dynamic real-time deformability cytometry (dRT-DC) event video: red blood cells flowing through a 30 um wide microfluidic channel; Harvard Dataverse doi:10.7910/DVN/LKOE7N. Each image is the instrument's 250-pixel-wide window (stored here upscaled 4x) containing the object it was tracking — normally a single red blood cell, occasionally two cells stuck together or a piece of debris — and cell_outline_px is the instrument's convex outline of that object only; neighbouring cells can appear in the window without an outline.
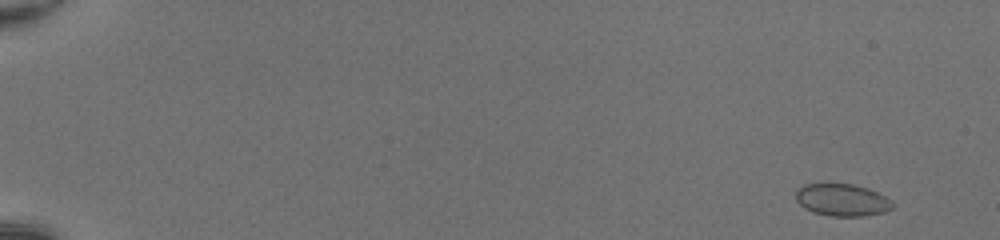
{"species": "common noctule bat (a hibernating species)", "species_latin": "Nyctalus noctula", "temperature_condition": "room temperature", "stored_images_in_passage": 17, "segment_of_instrument_passage": [2, 2], "camera_frame_rate_fps": 3000, "um_per_image_px": 0.085, "animal": {"sex": "female", "body_mass_g": 20.0, "forearm_length_mm": 54.0}, "frame": {"image": 1, "passage_image": 17, "time_ms": 5.333, "image_size_px": [1000, 240], "cell_outline_px": [[896, 204], [892, 208], [884, 212], [864, 216], [828, 216], [804, 208], [796, 200], [796, 192], [804, 184], [852, 184], [868, 188], [892, 200]], "centroid_in_image_um": [71.61, 17.0], "position_along_channel_um": 13.4, "area_um2": 18.09}}